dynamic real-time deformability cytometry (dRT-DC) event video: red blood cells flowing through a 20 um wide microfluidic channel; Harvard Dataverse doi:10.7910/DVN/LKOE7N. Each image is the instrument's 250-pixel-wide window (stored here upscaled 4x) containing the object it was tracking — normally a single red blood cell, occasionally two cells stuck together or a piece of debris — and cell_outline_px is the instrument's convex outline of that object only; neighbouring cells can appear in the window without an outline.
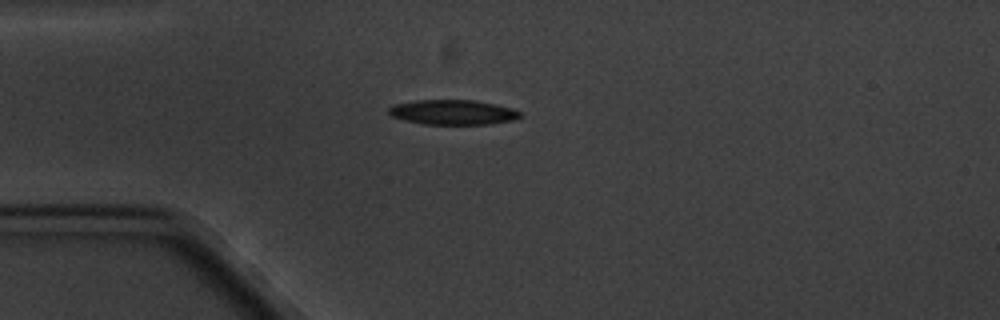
{"species": "common noctule bat (a hibernating species)", "species_latin": "Nyctalus noctula", "temperature_condition": "cold", "stored_images_in_passage": 5, "camera_frame_rate_fps": 3000, "um_per_image_px": 0.085, "animal": {"sex": "male", "body_mass_g": 20.1, "forearm_length_mm": 53.5}, "frame": {"image": 1, "passage_image": 5, "time_ms": 4.667, "image_size_px": [1000, 320], "cell_outline_px": [[524, 116], [516, 120], [488, 124], [424, 124], [404, 120], [392, 116], [388, 112], [388, 108], [396, 104], [416, 100], [472, 100], [496, 104], [512, 108], [520, 112]], "centroid_in_image_um": [38.54, 9.54], "position_along_channel_um": 46.5, "area_um2": 19.07}}